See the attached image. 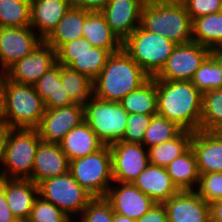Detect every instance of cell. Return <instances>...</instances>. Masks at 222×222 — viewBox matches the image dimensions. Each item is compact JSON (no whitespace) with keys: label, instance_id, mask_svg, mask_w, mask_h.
Instances as JSON below:
<instances>
[{"label":"cell","instance_id":"1","mask_svg":"<svg viewBox=\"0 0 222 222\" xmlns=\"http://www.w3.org/2000/svg\"><path fill=\"white\" fill-rule=\"evenodd\" d=\"M157 114L183 130H200L203 94L191 81L156 80Z\"/></svg>","mask_w":222,"mask_h":222},{"label":"cell","instance_id":"2","mask_svg":"<svg viewBox=\"0 0 222 222\" xmlns=\"http://www.w3.org/2000/svg\"><path fill=\"white\" fill-rule=\"evenodd\" d=\"M149 78L150 76L122 49L108 57L101 73L93 81V95L102 100L119 102Z\"/></svg>","mask_w":222,"mask_h":222},{"label":"cell","instance_id":"3","mask_svg":"<svg viewBox=\"0 0 222 222\" xmlns=\"http://www.w3.org/2000/svg\"><path fill=\"white\" fill-rule=\"evenodd\" d=\"M192 24L181 0H146L141 10L140 26L176 45L193 41Z\"/></svg>","mask_w":222,"mask_h":222},{"label":"cell","instance_id":"4","mask_svg":"<svg viewBox=\"0 0 222 222\" xmlns=\"http://www.w3.org/2000/svg\"><path fill=\"white\" fill-rule=\"evenodd\" d=\"M2 92L8 128L37 129L45 106L34 85L19 84L5 77Z\"/></svg>","mask_w":222,"mask_h":222},{"label":"cell","instance_id":"5","mask_svg":"<svg viewBox=\"0 0 222 222\" xmlns=\"http://www.w3.org/2000/svg\"><path fill=\"white\" fill-rule=\"evenodd\" d=\"M41 141L37 129H6L3 178L29 179L32 175L37 147Z\"/></svg>","mask_w":222,"mask_h":222},{"label":"cell","instance_id":"6","mask_svg":"<svg viewBox=\"0 0 222 222\" xmlns=\"http://www.w3.org/2000/svg\"><path fill=\"white\" fill-rule=\"evenodd\" d=\"M83 115L84 122L105 145L123 139L128 113L120 102L102 100L92 95L83 104Z\"/></svg>","mask_w":222,"mask_h":222},{"label":"cell","instance_id":"7","mask_svg":"<svg viewBox=\"0 0 222 222\" xmlns=\"http://www.w3.org/2000/svg\"><path fill=\"white\" fill-rule=\"evenodd\" d=\"M176 44L139 26L124 42L125 52L150 76L165 65Z\"/></svg>","mask_w":222,"mask_h":222},{"label":"cell","instance_id":"8","mask_svg":"<svg viewBox=\"0 0 222 222\" xmlns=\"http://www.w3.org/2000/svg\"><path fill=\"white\" fill-rule=\"evenodd\" d=\"M69 172L93 198L105 197L113 183L109 145L93 154L70 161Z\"/></svg>","mask_w":222,"mask_h":222},{"label":"cell","instance_id":"9","mask_svg":"<svg viewBox=\"0 0 222 222\" xmlns=\"http://www.w3.org/2000/svg\"><path fill=\"white\" fill-rule=\"evenodd\" d=\"M39 196L53 203L72 220H77L93 197L67 172L38 184ZM77 216V217H75ZM74 217V218H73ZM76 218V219H75Z\"/></svg>","mask_w":222,"mask_h":222},{"label":"cell","instance_id":"10","mask_svg":"<svg viewBox=\"0 0 222 222\" xmlns=\"http://www.w3.org/2000/svg\"><path fill=\"white\" fill-rule=\"evenodd\" d=\"M111 54L93 47L84 37L63 44L57 51V63L76 70L94 81L101 73Z\"/></svg>","mask_w":222,"mask_h":222},{"label":"cell","instance_id":"11","mask_svg":"<svg viewBox=\"0 0 222 222\" xmlns=\"http://www.w3.org/2000/svg\"><path fill=\"white\" fill-rule=\"evenodd\" d=\"M209 55L210 49L194 41L178 44L154 78L168 81H191L197 69Z\"/></svg>","mask_w":222,"mask_h":222},{"label":"cell","instance_id":"12","mask_svg":"<svg viewBox=\"0 0 222 222\" xmlns=\"http://www.w3.org/2000/svg\"><path fill=\"white\" fill-rule=\"evenodd\" d=\"M109 147L115 182L133 183L150 164L147 148L143 144L118 141Z\"/></svg>","mask_w":222,"mask_h":222},{"label":"cell","instance_id":"13","mask_svg":"<svg viewBox=\"0 0 222 222\" xmlns=\"http://www.w3.org/2000/svg\"><path fill=\"white\" fill-rule=\"evenodd\" d=\"M57 63L56 50L43 41L30 54L6 70V77L16 83L34 85Z\"/></svg>","mask_w":222,"mask_h":222},{"label":"cell","instance_id":"14","mask_svg":"<svg viewBox=\"0 0 222 222\" xmlns=\"http://www.w3.org/2000/svg\"><path fill=\"white\" fill-rule=\"evenodd\" d=\"M43 41L31 27H0V69L6 71Z\"/></svg>","mask_w":222,"mask_h":222},{"label":"cell","instance_id":"15","mask_svg":"<svg viewBox=\"0 0 222 222\" xmlns=\"http://www.w3.org/2000/svg\"><path fill=\"white\" fill-rule=\"evenodd\" d=\"M84 121L83 105L71 104L59 108H45L37 130L46 143H59L73 128Z\"/></svg>","mask_w":222,"mask_h":222},{"label":"cell","instance_id":"16","mask_svg":"<svg viewBox=\"0 0 222 222\" xmlns=\"http://www.w3.org/2000/svg\"><path fill=\"white\" fill-rule=\"evenodd\" d=\"M104 198L111 204L114 213L134 220L140 219L155 204L133 183L113 181Z\"/></svg>","mask_w":222,"mask_h":222},{"label":"cell","instance_id":"17","mask_svg":"<svg viewBox=\"0 0 222 222\" xmlns=\"http://www.w3.org/2000/svg\"><path fill=\"white\" fill-rule=\"evenodd\" d=\"M146 0H109L101 13L115 35L124 42L139 26Z\"/></svg>","mask_w":222,"mask_h":222},{"label":"cell","instance_id":"18","mask_svg":"<svg viewBox=\"0 0 222 222\" xmlns=\"http://www.w3.org/2000/svg\"><path fill=\"white\" fill-rule=\"evenodd\" d=\"M168 222H207L210 205L195 190L179 191L163 203Z\"/></svg>","mask_w":222,"mask_h":222},{"label":"cell","instance_id":"19","mask_svg":"<svg viewBox=\"0 0 222 222\" xmlns=\"http://www.w3.org/2000/svg\"><path fill=\"white\" fill-rule=\"evenodd\" d=\"M69 172V160L59 143L41 141L37 147L32 175L29 180L39 184L43 180L54 178Z\"/></svg>","mask_w":222,"mask_h":222},{"label":"cell","instance_id":"20","mask_svg":"<svg viewBox=\"0 0 222 222\" xmlns=\"http://www.w3.org/2000/svg\"><path fill=\"white\" fill-rule=\"evenodd\" d=\"M199 174L222 172V133L196 131L191 140Z\"/></svg>","mask_w":222,"mask_h":222},{"label":"cell","instance_id":"21","mask_svg":"<svg viewBox=\"0 0 222 222\" xmlns=\"http://www.w3.org/2000/svg\"><path fill=\"white\" fill-rule=\"evenodd\" d=\"M72 6V0H31L30 27L45 40Z\"/></svg>","mask_w":222,"mask_h":222},{"label":"cell","instance_id":"22","mask_svg":"<svg viewBox=\"0 0 222 222\" xmlns=\"http://www.w3.org/2000/svg\"><path fill=\"white\" fill-rule=\"evenodd\" d=\"M133 184L157 204H163L179 190L165 167L149 164Z\"/></svg>","mask_w":222,"mask_h":222},{"label":"cell","instance_id":"23","mask_svg":"<svg viewBox=\"0 0 222 222\" xmlns=\"http://www.w3.org/2000/svg\"><path fill=\"white\" fill-rule=\"evenodd\" d=\"M4 190L7 204L17 220H28L35 199L39 196V187L29 179L4 178Z\"/></svg>","mask_w":222,"mask_h":222},{"label":"cell","instance_id":"24","mask_svg":"<svg viewBox=\"0 0 222 222\" xmlns=\"http://www.w3.org/2000/svg\"><path fill=\"white\" fill-rule=\"evenodd\" d=\"M59 146L69 162L93 154L102 149L105 144L84 121L71 129L59 142Z\"/></svg>","mask_w":222,"mask_h":222},{"label":"cell","instance_id":"25","mask_svg":"<svg viewBox=\"0 0 222 222\" xmlns=\"http://www.w3.org/2000/svg\"><path fill=\"white\" fill-rule=\"evenodd\" d=\"M83 37L93 47L107 50L110 54L123 49V42L108 26L101 11L88 12L83 25Z\"/></svg>","mask_w":222,"mask_h":222},{"label":"cell","instance_id":"26","mask_svg":"<svg viewBox=\"0 0 222 222\" xmlns=\"http://www.w3.org/2000/svg\"><path fill=\"white\" fill-rule=\"evenodd\" d=\"M36 92L44 102L45 108H59L74 104L61 85L60 64L51 67L35 84Z\"/></svg>","mask_w":222,"mask_h":222},{"label":"cell","instance_id":"27","mask_svg":"<svg viewBox=\"0 0 222 222\" xmlns=\"http://www.w3.org/2000/svg\"><path fill=\"white\" fill-rule=\"evenodd\" d=\"M88 12L72 6L44 41L57 51L63 44L83 37V25Z\"/></svg>","mask_w":222,"mask_h":222},{"label":"cell","instance_id":"28","mask_svg":"<svg viewBox=\"0 0 222 222\" xmlns=\"http://www.w3.org/2000/svg\"><path fill=\"white\" fill-rule=\"evenodd\" d=\"M165 168L179 191L196 190L200 174L196 156L191 147Z\"/></svg>","mask_w":222,"mask_h":222},{"label":"cell","instance_id":"29","mask_svg":"<svg viewBox=\"0 0 222 222\" xmlns=\"http://www.w3.org/2000/svg\"><path fill=\"white\" fill-rule=\"evenodd\" d=\"M121 106L129 113L145 115L157 114L156 79L150 77L138 89L130 91L120 101Z\"/></svg>","mask_w":222,"mask_h":222},{"label":"cell","instance_id":"30","mask_svg":"<svg viewBox=\"0 0 222 222\" xmlns=\"http://www.w3.org/2000/svg\"><path fill=\"white\" fill-rule=\"evenodd\" d=\"M193 133L183 130L174 139L147 148L149 163L160 167L168 166L191 147Z\"/></svg>","mask_w":222,"mask_h":222},{"label":"cell","instance_id":"31","mask_svg":"<svg viewBox=\"0 0 222 222\" xmlns=\"http://www.w3.org/2000/svg\"><path fill=\"white\" fill-rule=\"evenodd\" d=\"M192 39L212 50L222 48V14L204 15L193 20Z\"/></svg>","mask_w":222,"mask_h":222},{"label":"cell","instance_id":"32","mask_svg":"<svg viewBox=\"0 0 222 222\" xmlns=\"http://www.w3.org/2000/svg\"><path fill=\"white\" fill-rule=\"evenodd\" d=\"M60 80L70 99L83 105L93 95V81L86 75L60 65Z\"/></svg>","mask_w":222,"mask_h":222},{"label":"cell","instance_id":"33","mask_svg":"<svg viewBox=\"0 0 222 222\" xmlns=\"http://www.w3.org/2000/svg\"><path fill=\"white\" fill-rule=\"evenodd\" d=\"M200 130L222 133V89L203 93Z\"/></svg>","mask_w":222,"mask_h":222},{"label":"cell","instance_id":"34","mask_svg":"<svg viewBox=\"0 0 222 222\" xmlns=\"http://www.w3.org/2000/svg\"><path fill=\"white\" fill-rule=\"evenodd\" d=\"M31 0H0V27H30Z\"/></svg>","mask_w":222,"mask_h":222},{"label":"cell","instance_id":"35","mask_svg":"<svg viewBox=\"0 0 222 222\" xmlns=\"http://www.w3.org/2000/svg\"><path fill=\"white\" fill-rule=\"evenodd\" d=\"M183 131L177 124L158 114L153 115L145 131L142 144L152 147L177 137Z\"/></svg>","mask_w":222,"mask_h":222},{"label":"cell","instance_id":"36","mask_svg":"<svg viewBox=\"0 0 222 222\" xmlns=\"http://www.w3.org/2000/svg\"><path fill=\"white\" fill-rule=\"evenodd\" d=\"M191 82L202 94L209 90L222 89L221 71L210 56L197 69Z\"/></svg>","mask_w":222,"mask_h":222},{"label":"cell","instance_id":"37","mask_svg":"<svg viewBox=\"0 0 222 222\" xmlns=\"http://www.w3.org/2000/svg\"><path fill=\"white\" fill-rule=\"evenodd\" d=\"M72 219L53 203L41 196L35 199L27 222H71Z\"/></svg>","mask_w":222,"mask_h":222},{"label":"cell","instance_id":"38","mask_svg":"<svg viewBox=\"0 0 222 222\" xmlns=\"http://www.w3.org/2000/svg\"><path fill=\"white\" fill-rule=\"evenodd\" d=\"M195 191L209 205L222 200V172L200 174Z\"/></svg>","mask_w":222,"mask_h":222},{"label":"cell","instance_id":"39","mask_svg":"<svg viewBox=\"0 0 222 222\" xmlns=\"http://www.w3.org/2000/svg\"><path fill=\"white\" fill-rule=\"evenodd\" d=\"M113 209L111 204L103 198H93L78 216V222H112ZM80 220V221H79Z\"/></svg>","mask_w":222,"mask_h":222},{"label":"cell","instance_id":"40","mask_svg":"<svg viewBox=\"0 0 222 222\" xmlns=\"http://www.w3.org/2000/svg\"><path fill=\"white\" fill-rule=\"evenodd\" d=\"M153 115L129 113L126 123V131L121 141L126 143L142 144L145 131L149 126Z\"/></svg>","mask_w":222,"mask_h":222},{"label":"cell","instance_id":"41","mask_svg":"<svg viewBox=\"0 0 222 222\" xmlns=\"http://www.w3.org/2000/svg\"><path fill=\"white\" fill-rule=\"evenodd\" d=\"M192 21L198 17L217 13L222 0H181Z\"/></svg>","mask_w":222,"mask_h":222},{"label":"cell","instance_id":"42","mask_svg":"<svg viewBox=\"0 0 222 222\" xmlns=\"http://www.w3.org/2000/svg\"><path fill=\"white\" fill-rule=\"evenodd\" d=\"M136 222H168L167 212L163 204L155 203L150 210Z\"/></svg>","mask_w":222,"mask_h":222},{"label":"cell","instance_id":"43","mask_svg":"<svg viewBox=\"0 0 222 222\" xmlns=\"http://www.w3.org/2000/svg\"><path fill=\"white\" fill-rule=\"evenodd\" d=\"M17 219L10 210L4 190V178L0 180V222H15Z\"/></svg>","mask_w":222,"mask_h":222},{"label":"cell","instance_id":"44","mask_svg":"<svg viewBox=\"0 0 222 222\" xmlns=\"http://www.w3.org/2000/svg\"><path fill=\"white\" fill-rule=\"evenodd\" d=\"M73 6L85 11H102L109 0H72Z\"/></svg>","mask_w":222,"mask_h":222},{"label":"cell","instance_id":"45","mask_svg":"<svg viewBox=\"0 0 222 222\" xmlns=\"http://www.w3.org/2000/svg\"><path fill=\"white\" fill-rule=\"evenodd\" d=\"M210 217L215 222H222V200L210 204Z\"/></svg>","mask_w":222,"mask_h":222},{"label":"cell","instance_id":"46","mask_svg":"<svg viewBox=\"0 0 222 222\" xmlns=\"http://www.w3.org/2000/svg\"><path fill=\"white\" fill-rule=\"evenodd\" d=\"M0 129H8L4 94L0 92Z\"/></svg>","mask_w":222,"mask_h":222},{"label":"cell","instance_id":"47","mask_svg":"<svg viewBox=\"0 0 222 222\" xmlns=\"http://www.w3.org/2000/svg\"><path fill=\"white\" fill-rule=\"evenodd\" d=\"M6 140V129H0V180L3 178V160H4V145Z\"/></svg>","mask_w":222,"mask_h":222},{"label":"cell","instance_id":"48","mask_svg":"<svg viewBox=\"0 0 222 222\" xmlns=\"http://www.w3.org/2000/svg\"><path fill=\"white\" fill-rule=\"evenodd\" d=\"M209 56L218 65V68H219V70L221 71V74H222V48H217V49L210 50V55Z\"/></svg>","mask_w":222,"mask_h":222},{"label":"cell","instance_id":"49","mask_svg":"<svg viewBox=\"0 0 222 222\" xmlns=\"http://www.w3.org/2000/svg\"><path fill=\"white\" fill-rule=\"evenodd\" d=\"M112 222H136V220L123 216L121 214L114 213Z\"/></svg>","mask_w":222,"mask_h":222},{"label":"cell","instance_id":"50","mask_svg":"<svg viewBox=\"0 0 222 222\" xmlns=\"http://www.w3.org/2000/svg\"><path fill=\"white\" fill-rule=\"evenodd\" d=\"M5 77H6V71L3 69H0V92L2 91V86H3Z\"/></svg>","mask_w":222,"mask_h":222},{"label":"cell","instance_id":"51","mask_svg":"<svg viewBox=\"0 0 222 222\" xmlns=\"http://www.w3.org/2000/svg\"><path fill=\"white\" fill-rule=\"evenodd\" d=\"M219 12L222 14V1H221V6Z\"/></svg>","mask_w":222,"mask_h":222},{"label":"cell","instance_id":"52","mask_svg":"<svg viewBox=\"0 0 222 222\" xmlns=\"http://www.w3.org/2000/svg\"><path fill=\"white\" fill-rule=\"evenodd\" d=\"M15 222H27L26 220H16Z\"/></svg>","mask_w":222,"mask_h":222},{"label":"cell","instance_id":"53","mask_svg":"<svg viewBox=\"0 0 222 222\" xmlns=\"http://www.w3.org/2000/svg\"><path fill=\"white\" fill-rule=\"evenodd\" d=\"M207 222H215L212 218H210Z\"/></svg>","mask_w":222,"mask_h":222}]
</instances>
